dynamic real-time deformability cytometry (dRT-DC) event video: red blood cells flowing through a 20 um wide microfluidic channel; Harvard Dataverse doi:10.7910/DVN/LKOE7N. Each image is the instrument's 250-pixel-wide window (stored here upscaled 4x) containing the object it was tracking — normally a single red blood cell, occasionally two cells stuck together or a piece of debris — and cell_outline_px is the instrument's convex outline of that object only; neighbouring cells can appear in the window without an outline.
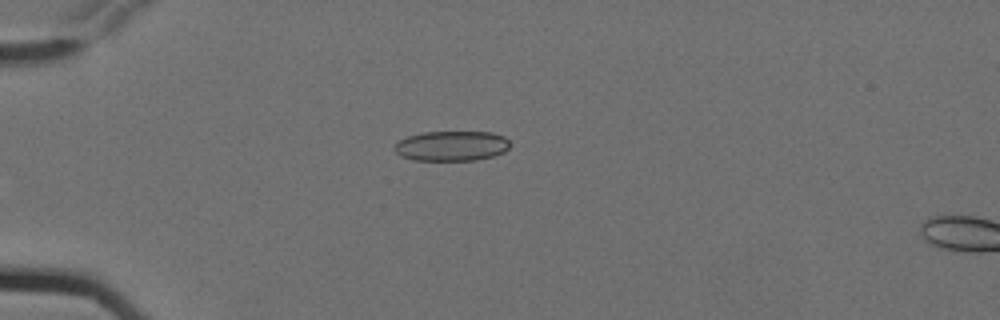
{"species": "Egyptian fruit bat (a non-hibernating species)", "species_latin": "Rousettus aegyptiacus", "temperature_condition": "cold", "stored_images_in_passage": 5, "camera_frame_rate_fps": 3000, "um_per_image_px": 0.085, "animal": {"sex": "female"}, "frame": {"image": 1, "passage_image": 4, "time_ms": 1.0, "image_size_px": [1000, 320], "cell_outline_px": [[508, 148], [504, 152], [492, 156], [476, 160], [412, 160], [400, 156], [392, 148], [400, 140], [408, 136], [424, 132], [492, 132], [504, 136], [508, 140]], "centroid_in_image_um": [38.36, 12.4], "position_along_channel_um": 46.6, "area_um2": 20.17}}